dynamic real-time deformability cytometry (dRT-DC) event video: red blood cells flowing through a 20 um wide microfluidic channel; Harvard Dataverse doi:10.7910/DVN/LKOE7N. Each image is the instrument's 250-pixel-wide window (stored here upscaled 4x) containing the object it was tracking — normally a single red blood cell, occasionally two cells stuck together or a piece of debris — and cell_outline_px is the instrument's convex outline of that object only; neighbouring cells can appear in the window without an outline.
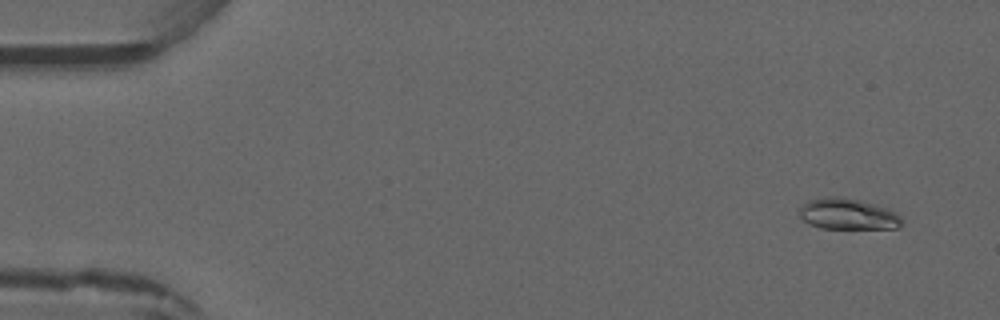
{"species": "common noctule bat (a hibernating species)", "species_latin": "Nyctalus noctula", "temperature_condition": "warm", "stored_images_in_passage": 4, "camera_frame_rate_fps": 3000, "um_per_image_px": 0.085, "animal": {"sex": "male", "forearm_length_mm": 52.5}, "frame": {"image": 1, "passage_image": 1, "time_ms": 0.0, "image_size_px": [1000, 320], "cell_outline_px": [[900, 228], [820, 228], [808, 224], [800, 216], [796, 208], [808, 200], [824, 196], [840, 196], [860, 200], [888, 208], [896, 212], [900, 216]], "centroid_in_image_um": [72.0, 18.17], "position_along_channel_um": 13.0, "area_um2": 18.79}}
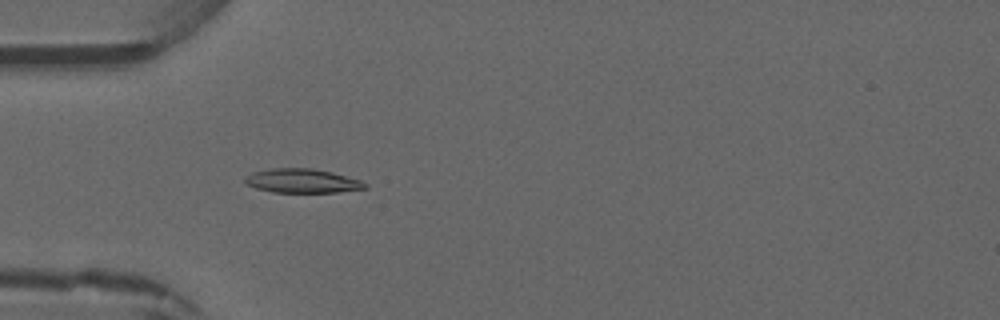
{"frame": {"image": 2, "passage_image": 4, "time_ms": 3.667, "image_size_px": [1000, 320], "cell_outline_px": [[368, 188], [336, 192], [272, 192], [256, 188], [248, 184], [244, 180], [244, 176], [252, 172], [272, 168], [312, 168], [332, 172], [360, 180], [368, 184]], "centroid_in_image_um": [25.68, 15.37], "position_along_channel_um": 59.3, "area_um2": 16.82}}